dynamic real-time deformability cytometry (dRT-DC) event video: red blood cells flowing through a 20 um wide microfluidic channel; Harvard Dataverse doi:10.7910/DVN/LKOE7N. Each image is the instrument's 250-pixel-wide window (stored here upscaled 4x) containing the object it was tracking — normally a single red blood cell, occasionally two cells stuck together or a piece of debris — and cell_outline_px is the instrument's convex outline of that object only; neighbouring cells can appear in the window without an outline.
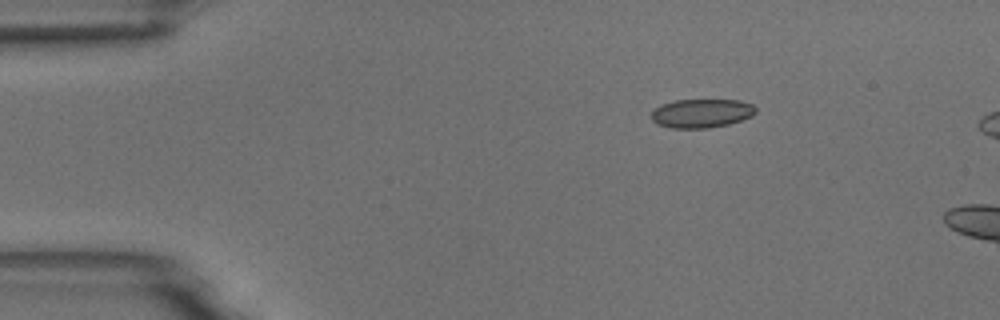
{"species": "common noctule bat (a hibernating species)", "species_latin": "Nyctalus noctula", "temperature_condition": "room temperature", "stored_images_in_passage": 2, "camera_frame_rate_fps": 3000, "um_per_image_px": 0.085, "animal": {"sex": "male", "body_mass_g": 18.8}, "frame": {"image": 1, "passage_image": 1, "time_ms": 0.0, "image_size_px": [1000, 320], "cell_outline_px": [[756, 112], [752, 116], [728, 124], [708, 128], [672, 128], [656, 124], [652, 120], [652, 112], [660, 104], [676, 100], [740, 100], [752, 104], [756, 108]], "centroid_in_image_um": [59.62, 9.63], "position_along_channel_um": 25.4, "area_um2": 17.51}}